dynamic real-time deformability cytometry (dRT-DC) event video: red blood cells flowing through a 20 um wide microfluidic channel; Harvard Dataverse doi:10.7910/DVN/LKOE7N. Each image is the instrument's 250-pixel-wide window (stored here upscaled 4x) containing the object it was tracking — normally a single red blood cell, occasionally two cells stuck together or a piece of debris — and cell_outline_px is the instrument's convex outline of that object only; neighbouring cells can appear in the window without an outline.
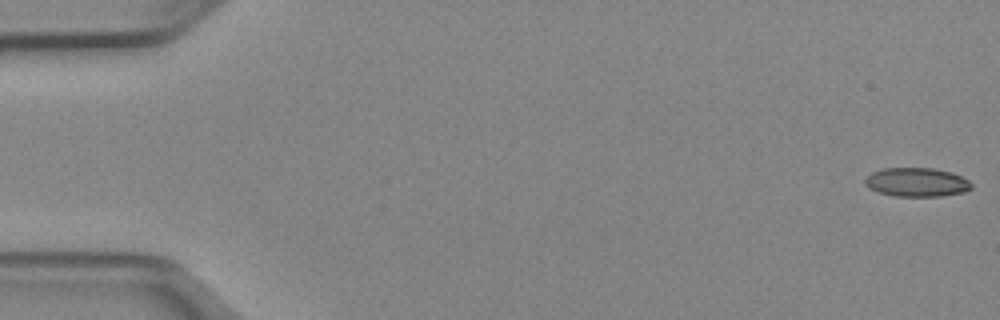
{"species": "Egyptian fruit bat (a non-hibernating species)", "species_latin": "Rousettus aegyptiacus", "temperature_condition": "cold", "stored_images_in_passage": 51, "camera_frame_rate_fps": 3000, "um_per_image_px": 0.085, "animal": {"sex": "female"}, "frame": {"image": 1, "passage_image": 1, "time_ms": 0.0, "image_size_px": [1000, 320], "cell_outline_px": [[972, 188], [964, 192], [940, 196], [896, 196], [880, 192], [868, 188], [864, 184], [864, 180], [872, 172], [880, 168], [932, 168], [952, 172], [968, 180], [972, 184]], "centroid_in_image_um": [77.91, 15.48], "position_along_channel_um": 7.1, "area_um2": 17.92}}
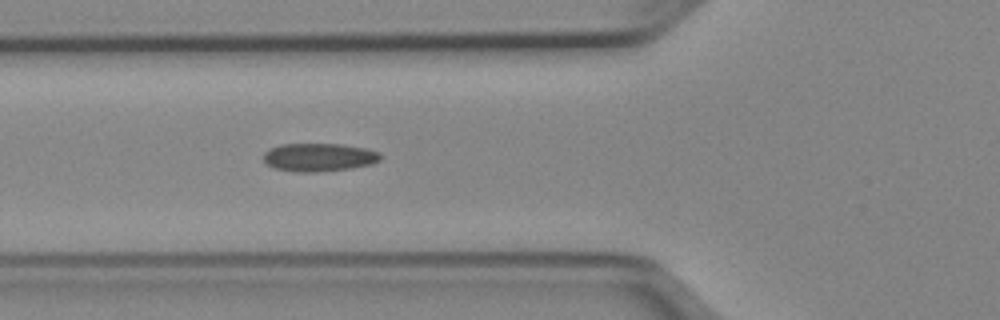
{"frame": {"image": 2, "passage_image": 19, "time_ms": 6.0, "image_size_px": [1000, 320], "cell_outline_px": [[380, 160], [372, 164], [352, 168], [316, 172], [296, 172], [272, 168], [264, 160], [264, 152], [268, 148], [280, 144], [344, 144], [364, 148], [380, 152]], "centroid_in_image_um": [27.09, 13.37], "position_along_channel_um": 98.7, "area_um2": 19.36}}
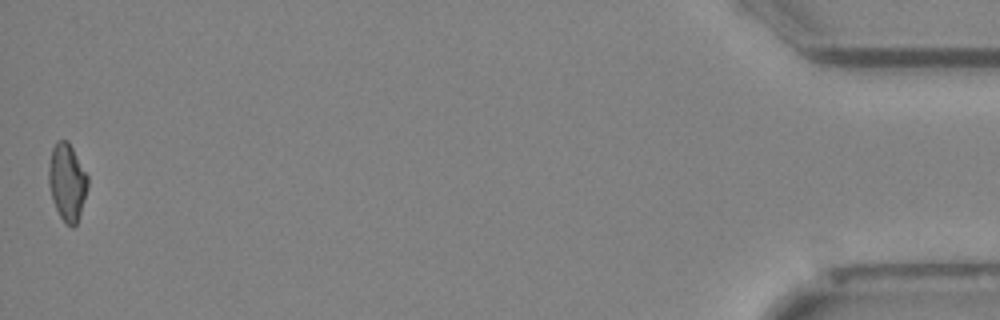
{"frame": {"image": 3, "passage_image": 51, "time_ms": 16.667, "image_size_px": [1000, 320], "cell_outline_px": [[88, 188], [76, 224], [72, 228], [64, 224], [52, 200], [48, 184], [48, 164], [52, 148], [56, 140], [68, 140], [88, 176]], "centroid_in_image_um": [5.69, 15.47], "position_along_channel_um": 429.5, "area_um2": 17.74}, "authors_computed_cell_mechanics": {"area_um2": 18.3226, "velocity_mm_per_s": 3.9739, "shape_relaxation_time_tau1_ms": null, "shape_relaxation_time_tau2_ms": 2.2696, "deformation_change_tau1": null, "deformation_change_tau2": 0.0902}}